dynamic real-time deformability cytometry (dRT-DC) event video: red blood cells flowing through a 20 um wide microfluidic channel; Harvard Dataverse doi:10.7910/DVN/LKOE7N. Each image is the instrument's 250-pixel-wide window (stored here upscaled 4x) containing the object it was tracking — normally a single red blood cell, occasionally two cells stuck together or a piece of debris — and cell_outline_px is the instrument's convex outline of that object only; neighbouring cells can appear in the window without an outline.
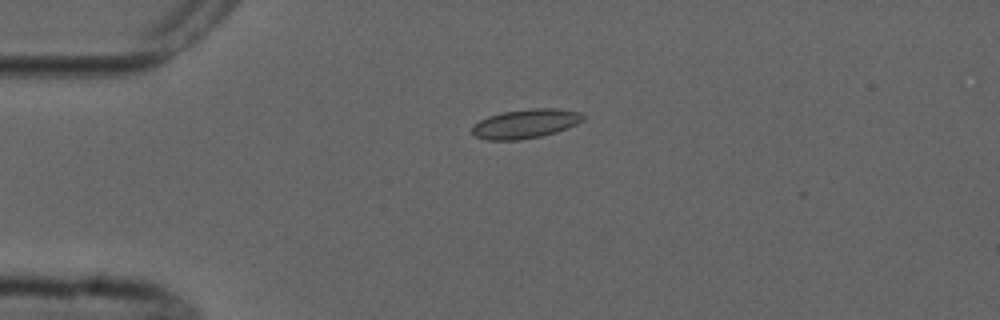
{"species": "common noctule bat (a hibernating species)", "species_latin": "Nyctalus noctula", "temperature_condition": "cold", "stored_images_in_passage": 3, "camera_frame_rate_fps": 3000, "um_per_image_px": 0.085, "animal": {"sex": "male", "forearm_length_mm": 52.5}, "frame": {"image": 1, "passage_image": 1, "time_ms": 0.0, "image_size_px": [1000, 320], "cell_outline_px": [[584, 120], [568, 128], [556, 132], [540, 136], [520, 140], [488, 140], [476, 136], [472, 132], [472, 128], [480, 120], [488, 116], [504, 112], [532, 108], [556, 108], [580, 112], [584, 116]], "centroid_in_image_um": [44.7, 10.51], "position_along_channel_um": 40.3, "area_um2": 18.73}}
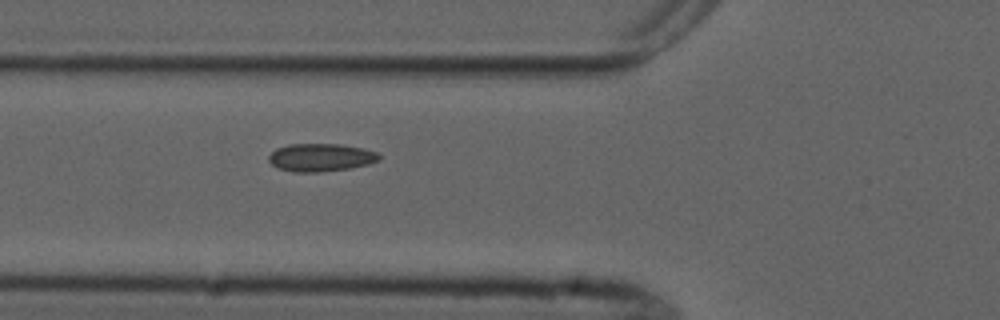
{"frame": {"image": 2, "passage_image": 3, "time_ms": 2.333, "image_size_px": [1000, 320], "cell_outline_px": [[380, 160], [368, 164], [348, 168], [320, 172], [292, 172], [276, 168], [268, 160], [268, 156], [276, 148], [288, 144], [340, 144], [364, 148], [376, 152], [380, 156]], "centroid_in_image_um": [27.23, 13.38], "position_along_channel_um": 98.6, "area_um2": 18.03}}